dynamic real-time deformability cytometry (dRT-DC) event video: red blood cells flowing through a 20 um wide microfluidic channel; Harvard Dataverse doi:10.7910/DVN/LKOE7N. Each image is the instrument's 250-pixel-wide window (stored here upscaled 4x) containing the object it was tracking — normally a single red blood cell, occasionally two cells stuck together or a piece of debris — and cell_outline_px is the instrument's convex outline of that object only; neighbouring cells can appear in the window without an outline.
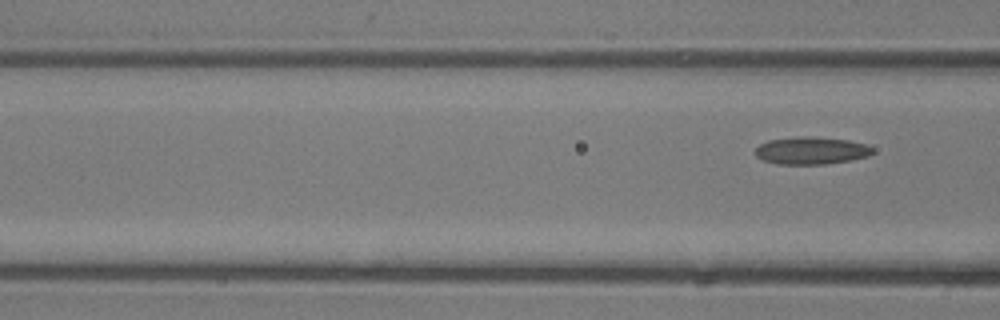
{"species": "common noctule bat (a hibernating species)", "species_latin": "Nyctalus noctula", "temperature_condition": "room temperature", "stored_images_in_passage": 7, "camera_frame_rate_fps": 3000, "um_per_image_px": 0.085, "animal": {"sex": "male", "body_mass_g": 13.3}, "frame": {"image": 1, "passage_image": 7, "time_ms": 2.0, "image_size_px": [1000, 320], "cell_outline_px": [[872, 152], [868, 156], [848, 160], [824, 164], [776, 164], [760, 160], [752, 152], [760, 144], [768, 140], [800, 136], [816, 136], [848, 140], [864, 144], [872, 148]], "centroid_in_image_um": [68.86, 12.79], "position_along_channel_um": 97.7, "area_um2": 18.84}}